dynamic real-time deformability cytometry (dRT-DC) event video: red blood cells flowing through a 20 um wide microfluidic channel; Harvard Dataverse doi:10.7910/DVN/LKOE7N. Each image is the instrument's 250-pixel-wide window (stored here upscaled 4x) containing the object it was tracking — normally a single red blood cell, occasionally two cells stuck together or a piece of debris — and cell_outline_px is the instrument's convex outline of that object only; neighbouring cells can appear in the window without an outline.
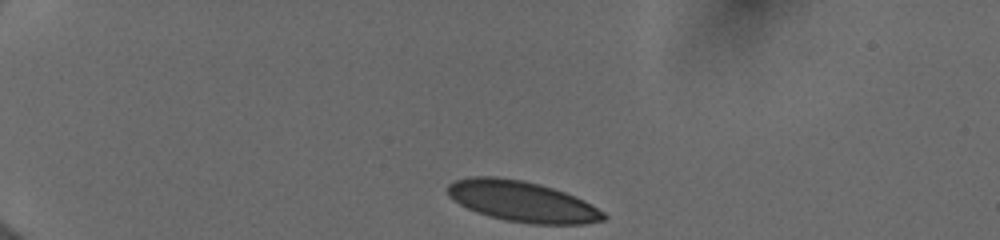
{"species": "human", "species_latin": "Homo sapiens", "temperature_condition": "cold", "stored_images_in_passage": 38, "camera_frame_rate_fps": 3000, "um_per_image_px": 0.085, "donor": {"sex": "female"}, "frame": {"image": 1, "passage_image": 1, "time_ms": 0.0, "image_size_px": [1000, 240], "cell_outline_px": [[608, 216], [604, 220], [584, 224], [532, 224], [504, 220], [488, 216], [476, 212], [460, 204], [448, 196], [448, 184], [456, 180], [468, 176], [496, 176], [524, 180], [540, 184], [576, 196], [584, 200], [604, 212]], "centroid_in_image_um": [44.38, 17.12], "position_along_channel_um": 40.6, "area_um2": 37.17}}
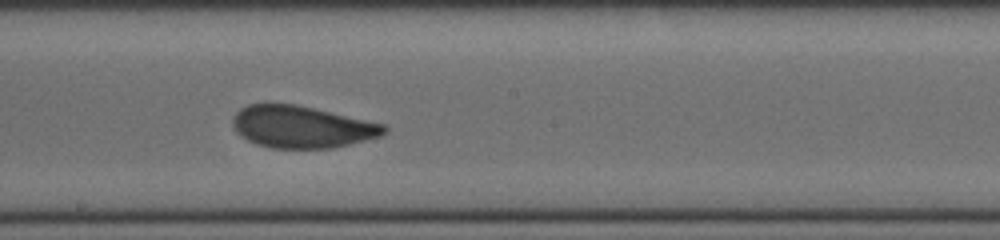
{"frame": {"image": 2, "passage_image": 20, "time_ms": 6.333, "image_size_px": [1000, 240], "cell_outline_px": [[388, 132], [380, 136], [332, 148], [272, 148], [256, 144], [240, 136], [236, 132], [232, 124], [232, 116], [240, 108], [248, 104], [296, 104], [388, 124]], "centroid_in_image_um": [25.66, 10.78], "position_along_channel_um": 222.5, "area_um2": 37.34}}
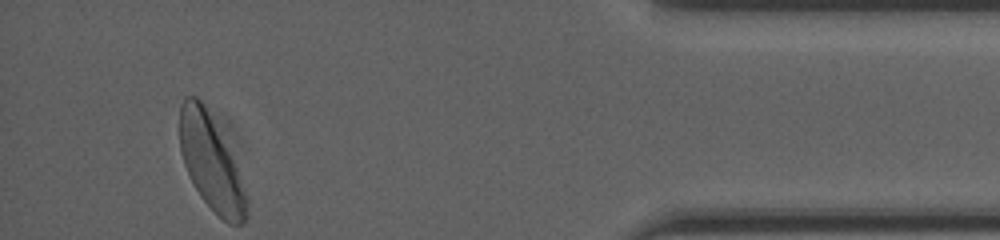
{"frame": {"image": 3, "passage_image": 38, "time_ms": 12.333, "image_size_px": [1000, 240], "cell_outline_px": [[248, 216], [244, 224], [228, 224], [200, 196], [184, 164], [180, 152], [180, 104], [184, 96], [196, 96], [200, 100], [228, 152], [236, 168], [248, 200]], "centroid_in_image_um": [17.91, 13.89], "position_along_channel_um": 417.3, "area_um2": 35.37}, "authors_computed_cell_mechanics": {"area_um2": 37.2521, "velocity_mm_per_s": 3.9747, "shape_relaxation_time_tau1_ms": 5.4889, "shape_relaxation_time_tau2_ms": 0.8644, "deformation_change_tau1": 0.1547, "deformation_change_tau2": 0.0673}}